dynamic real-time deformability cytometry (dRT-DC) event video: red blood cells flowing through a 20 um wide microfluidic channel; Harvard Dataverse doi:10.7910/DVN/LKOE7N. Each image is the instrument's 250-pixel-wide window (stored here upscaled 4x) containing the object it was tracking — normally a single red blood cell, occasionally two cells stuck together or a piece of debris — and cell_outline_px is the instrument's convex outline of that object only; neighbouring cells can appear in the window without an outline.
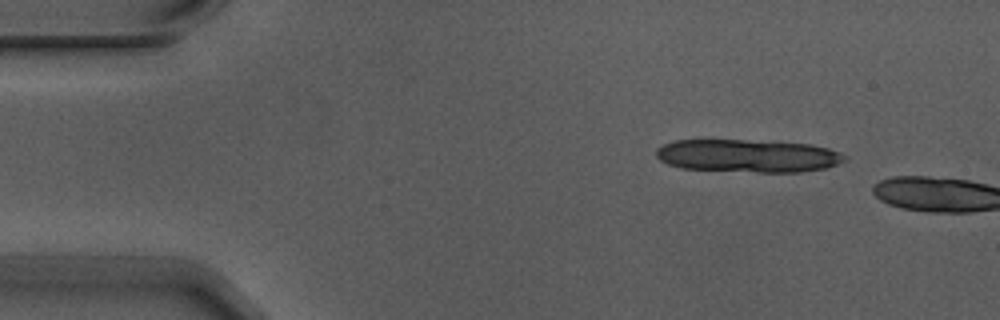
{"species": "Egyptian fruit bat (a non-hibernating species)", "species_latin": "Rousettus aegyptiacus", "temperature_condition": "warm", "stored_images_in_passage": 2, "camera_frame_rate_fps": 3000, "um_per_image_px": 0.085, "animal": {"sex": "male"}, "frame": {"image": 1, "passage_image": 1, "time_ms": 0.0, "image_size_px": [1000, 320], "cell_outline_px": [[848, 160], [824, 168], [800, 172], [756, 172], [680, 168], [668, 164], [660, 160], [656, 156], [656, 148], [664, 144], [676, 140], [748, 140], [808, 144], [828, 148], [840, 152], [848, 156]], "centroid_in_image_um": [63.57, 13.24], "position_along_channel_um": 21.4, "area_um2": 36.13}}